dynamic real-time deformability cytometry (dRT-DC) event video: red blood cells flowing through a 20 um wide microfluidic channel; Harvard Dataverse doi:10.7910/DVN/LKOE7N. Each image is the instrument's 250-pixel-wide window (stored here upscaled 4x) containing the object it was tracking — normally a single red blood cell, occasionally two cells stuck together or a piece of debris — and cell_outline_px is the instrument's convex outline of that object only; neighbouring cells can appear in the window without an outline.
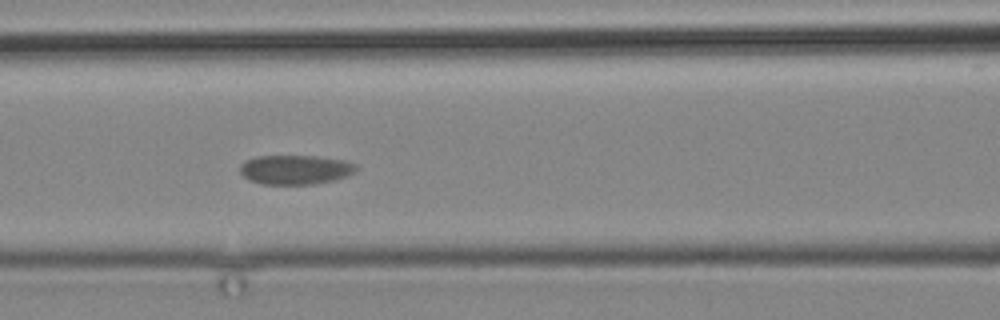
{"species": "common noctule bat (a hibernating species)", "species_latin": "Nyctalus noctula", "temperature_condition": "cold", "stored_images_in_passage": 7, "segment_of_instrument_passage": [1, 2], "camera_frame_rate_fps": 3000, "um_per_image_px": 0.085, "animal": {"sex": "male", "body_mass_g": 19.2, "forearm_length_mm": 51.8}, "frame": {"image": 1, "passage_image": 4, "time_ms": 3.333, "image_size_px": [1000, 320], "cell_outline_px": [[356, 172], [348, 176], [336, 180], [312, 184], [264, 184], [252, 180], [244, 176], [240, 172], [240, 164], [244, 160], [256, 156], [316, 156], [344, 160], [356, 164]], "centroid_in_image_um": [25.13, 14.41], "position_along_channel_um": 141.5, "area_um2": 19.94}}
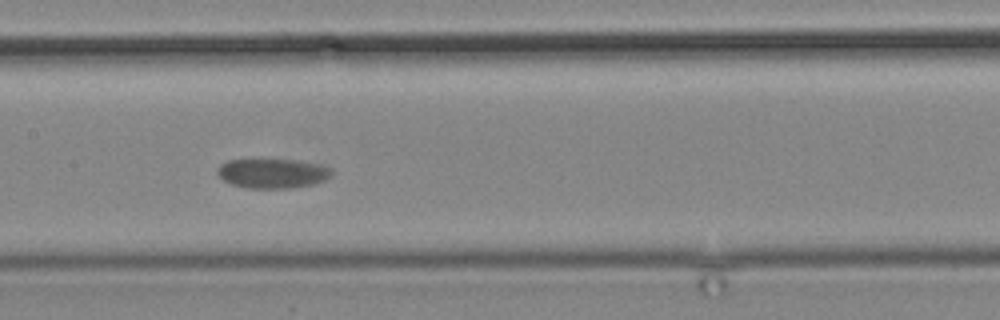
{"frame": {"image": 2, "passage_image": 5, "time_ms": 4.667, "image_size_px": [1000, 320], "cell_outline_px": [[332, 176], [324, 180], [312, 184], [292, 188], [248, 188], [232, 184], [224, 180], [216, 172], [216, 168], [220, 164], [228, 160], [260, 156], [296, 160], [320, 164], [332, 168]], "centroid_in_image_um": [23.13, 14.67], "position_along_channel_um": 184.3, "area_um2": 20.63}}
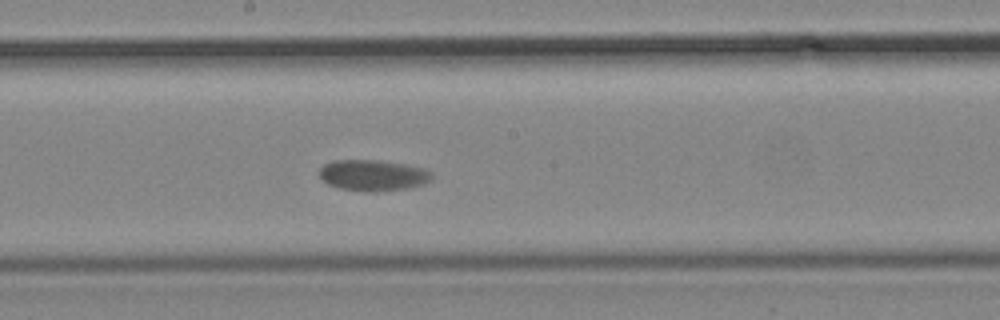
{"frame": {"image": 3, "passage_image": 6, "time_ms": 5.667, "image_size_px": [1000, 320], "cell_outline_px": [[432, 180], [408, 188], [368, 192], [340, 188], [328, 184], [320, 176], [320, 168], [324, 164], [332, 160], [380, 160], [404, 164], [424, 168], [432, 172]], "centroid_in_image_um": [31.7, 14.89], "position_along_channel_um": 216.5, "area_um2": 20.23}}